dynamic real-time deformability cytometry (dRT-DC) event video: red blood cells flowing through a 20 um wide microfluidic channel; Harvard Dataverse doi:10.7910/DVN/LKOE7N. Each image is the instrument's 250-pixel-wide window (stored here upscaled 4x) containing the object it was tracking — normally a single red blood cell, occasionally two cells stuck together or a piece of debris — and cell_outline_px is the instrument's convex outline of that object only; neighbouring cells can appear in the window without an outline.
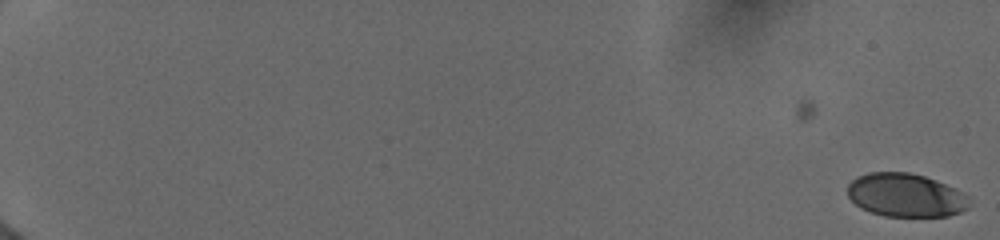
{"species": "human", "species_latin": "Homo sapiens", "temperature_condition": "cold", "stored_images_in_passage": 5, "camera_frame_rate_fps": 3000, "um_per_image_px": 0.085, "donor": {"sex": "female"}, "frame": {"image": 1, "passage_image": 5, "time_ms": 2.0, "image_size_px": [1000, 240], "cell_outline_px": [[968, 208], [960, 212], [948, 216], [884, 216], [860, 208], [848, 196], [848, 184], [852, 180], [868, 172], [908, 172], [924, 176], [936, 180], [956, 188], [968, 196]], "centroid_in_image_um": [76.99, 16.59], "position_along_channel_um": 8.0, "area_um2": 30.75}}